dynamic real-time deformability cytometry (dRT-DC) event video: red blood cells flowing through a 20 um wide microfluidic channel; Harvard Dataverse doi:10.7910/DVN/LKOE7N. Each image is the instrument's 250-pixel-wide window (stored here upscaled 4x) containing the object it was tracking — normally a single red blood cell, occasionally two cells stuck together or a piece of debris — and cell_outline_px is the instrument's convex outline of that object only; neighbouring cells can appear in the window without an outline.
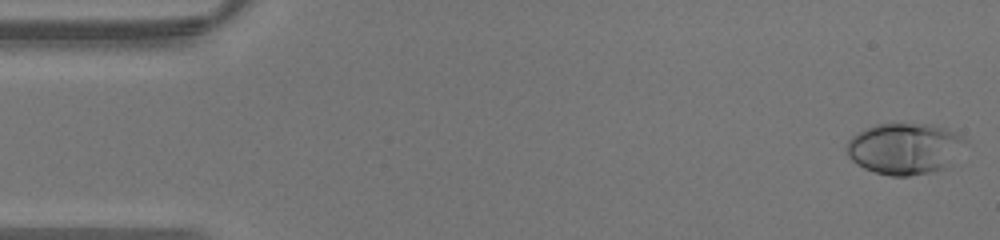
{"species": "human", "species_latin": "Homo sapiens", "temperature_condition": "warm", "stored_images_in_passage": 43, "camera_frame_rate_fps": 3000, "um_per_image_px": 0.085, "donor": {"sex": "male"}, "frame": {"image": 1, "passage_image": 1, "time_ms": 0.0, "image_size_px": [1000, 240], "cell_outline_px": [[968, 140], [948, 164], [944, 168], [932, 172], [908, 176], [888, 176], [864, 168], [856, 164], [848, 156], [848, 140], [856, 132], [864, 128], [876, 124], [932, 124], [956, 132]], "centroid_in_image_um": [76.87, 12.62], "position_along_channel_um": 8.1, "area_um2": 35.32}}
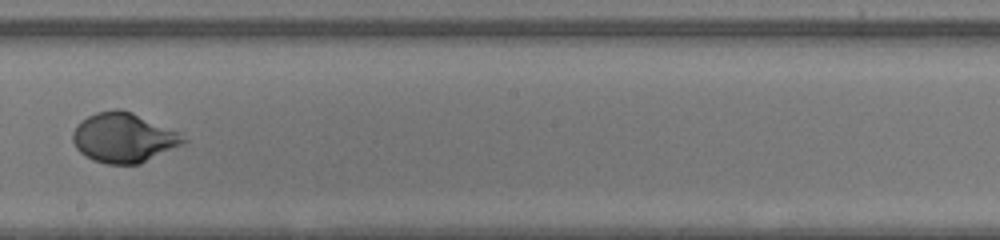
{"frame": {"image": 2, "passage_image": 24, "time_ms": 7.667, "image_size_px": [1000, 240], "cell_outline_px": [[188, 140], [140, 164], [108, 164], [92, 160], [80, 152], [76, 148], [72, 140], [72, 132], [88, 116], [96, 112], [116, 108], [120, 108], [132, 112], [180, 132]], "centroid_in_image_um": [10.49, 11.7], "position_along_channel_um": 237.7, "area_um2": 31.73}}
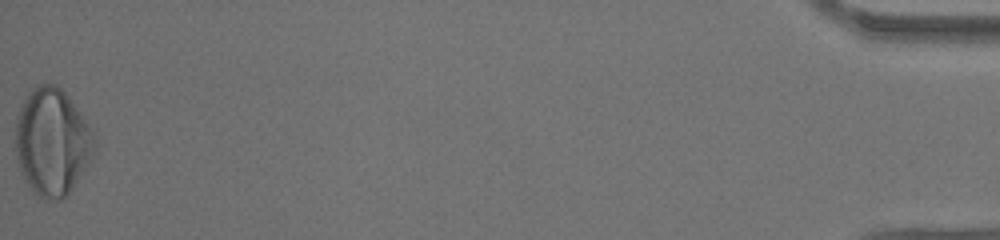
{"frame": {"image": 3, "passage_image": 43, "time_ms": 14.0, "image_size_px": [1000, 240], "cell_outline_px": [[96, 144], [88, 160], [68, 196], [60, 200], [56, 200], [40, 196], [28, 184], [20, 172], [16, 156], [16, 116], [20, 104], [32, 88], [36, 84], [56, 84], [68, 96], [96, 136]], "centroid_in_image_um": [4.4, 12.03], "position_along_channel_um": 430.8, "area_um2": 48.73}}